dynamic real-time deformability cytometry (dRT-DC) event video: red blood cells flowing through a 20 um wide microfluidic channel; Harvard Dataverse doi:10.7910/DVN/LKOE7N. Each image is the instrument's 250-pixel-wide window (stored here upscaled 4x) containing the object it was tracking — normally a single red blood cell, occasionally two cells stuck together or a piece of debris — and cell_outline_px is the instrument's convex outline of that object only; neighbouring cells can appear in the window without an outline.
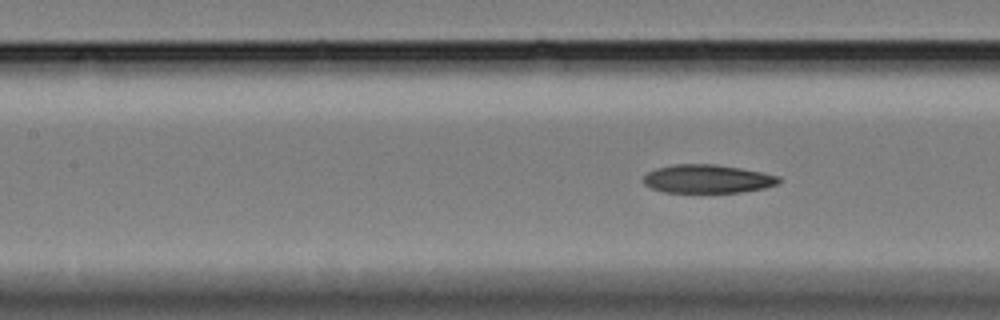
{"species": "Egyptian fruit bat (a non-hibernating species)", "species_latin": "Rousettus aegyptiacus", "temperature_condition": "cold", "stored_images_in_passage": 11, "segment_of_instrument_passage": [2, 2], "camera_frame_rate_fps": 3000, "um_per_image_px": 0.085, "animal": {"sex": "female"}, "frame": {"image": 1, "passage_image": 11, "time_ms": 3.333, "image_size_px": [1000, 320], "cell_outline_px": [[780, 180], [776, 184], [764, 188], [744, 192], [664, 192], [652, 188], [644, 184], [640, 180], [648, 172], [656, 168], [672, 164], [716, 164], [740, 168], [780, 176]], "centroid_in_image_um": [60.09, 15.2], "position_along_channel_um": 147.3, "area_um2": 22.48}}